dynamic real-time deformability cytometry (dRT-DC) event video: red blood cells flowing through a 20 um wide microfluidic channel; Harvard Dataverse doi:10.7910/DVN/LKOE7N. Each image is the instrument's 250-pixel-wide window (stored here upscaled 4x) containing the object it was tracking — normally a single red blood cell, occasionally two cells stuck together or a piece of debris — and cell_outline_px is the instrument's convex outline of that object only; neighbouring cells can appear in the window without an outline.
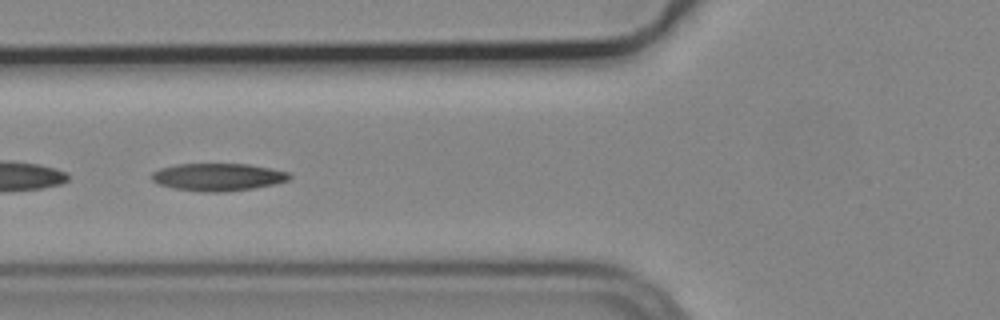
{"species": "common noctule bat (a hibernating species)", "species_latin": "Nyctalus noctula", "temperature_condition": "cold", "stored_images_in_passage": 10, "camera_frame_rate_fps": 3000, "um_per_image_px": 0.085, "animal": {"sex": "male", "body_mass_g": 19.2, "forearm_length_mm": 51.8}, "frame": {"image": 1, "passage_image": 5, "time_ms": 1.333, "image_size_px": [1000, 320], "cell_outline_px": [[292, 176], [288, 180], [272, 184], [252, 188], [220, 192], [208, 192], [176, 188], [160, 184], [152, 180], [152, 172], [160, 168], [176, 164], [248, 164], [272, 168], [288, 172]], "centroid_in_image_um": [18.53, 15.03], "position_along_channel_um": 107.3, "area_um2": 21.79}}
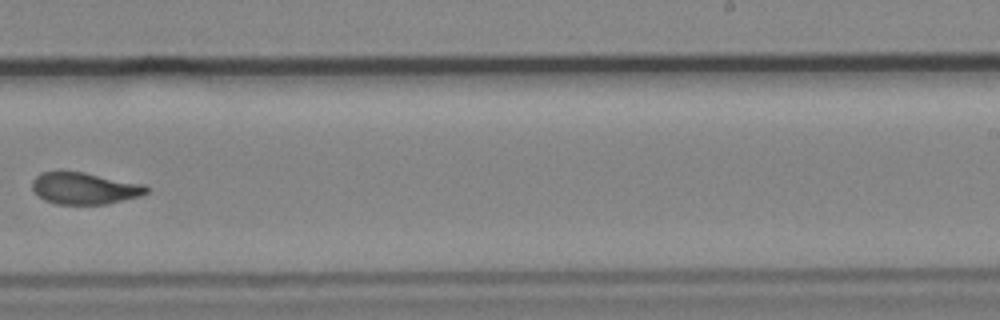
{"frame": {"image": 2, "passage_image": 9, "time_ms": 2.667, "image_size_px": [1000, 320], "cell_outline_px": [[148, 192], [140, 196], [108, 204], [56, 204], [44, 200], [32, 188], [32, 180], [40, 172], [84, 172], [144, 184], [148, 188]], "centroid_in_image_um": [7.19, 16.01], "position_along_channel_um": 281.8, "area_um2": 21.04}}
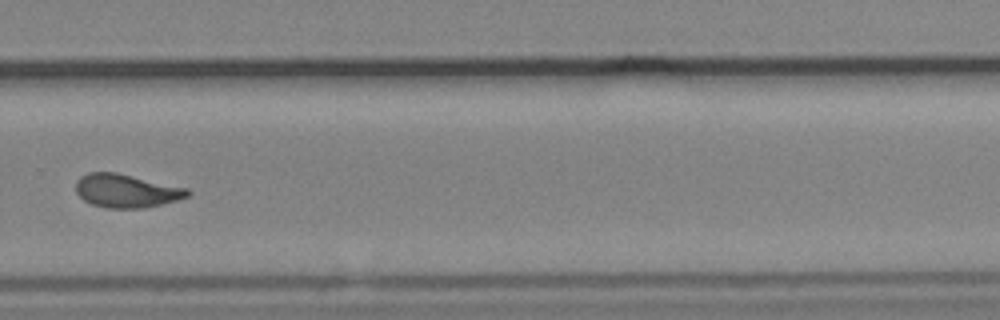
{"frame": {"image": 3, "passage_image": 10, "time_ms": 3.0, "image_size_px": [1000, 320], "cell_outline_px": [[192, 192], [188, 196], [176, 200], [144, 208], [108, 208], [92, 204], [84, 200], [76, 192], [76, 180], [80, 176], [88, 172], [116, 172], [188, 188]], "centroid_in_image_um": [10.73, 16.21], "position_along_channel_um": 319.1, "area_um2": 21.73}}